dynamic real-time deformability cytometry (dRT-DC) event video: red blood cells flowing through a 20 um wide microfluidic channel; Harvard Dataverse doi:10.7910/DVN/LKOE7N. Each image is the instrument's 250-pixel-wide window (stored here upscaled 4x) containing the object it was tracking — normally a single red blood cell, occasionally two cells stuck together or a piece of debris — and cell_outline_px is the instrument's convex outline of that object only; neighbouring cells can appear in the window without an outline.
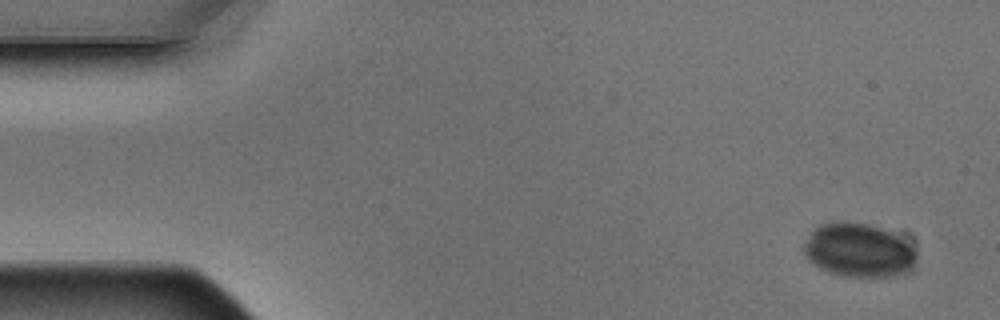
{"species": "Egyptian fruit bat (a non-hibernating species)", "species_latin": "Rousettus aegyptiacus", "temperature_condition": "warm", "stored_images_in_passage": 4, "camera_frame_rate_fps": 3000, "um_per_image_px": 0.085, "animal": {"sex": "male"}, "frame": {"image": 1, "passage_image": 1, "time_ms": 0.0, "image_size_px": [1000, 320], "cell_outline_px": [[916, 264], [908, 272], [892, 276], [844, 276], [828, 272], [820, 268], [808, 260], [804, 256], [804, 244], [812, 232], [820, 224], [868, 224], [880, 228], [912, 240], [916, 248]], "centroid_in_image_um": [73.07, 21.3], "position_along_channel_um": 11.9, "area_um2": 35.14}}